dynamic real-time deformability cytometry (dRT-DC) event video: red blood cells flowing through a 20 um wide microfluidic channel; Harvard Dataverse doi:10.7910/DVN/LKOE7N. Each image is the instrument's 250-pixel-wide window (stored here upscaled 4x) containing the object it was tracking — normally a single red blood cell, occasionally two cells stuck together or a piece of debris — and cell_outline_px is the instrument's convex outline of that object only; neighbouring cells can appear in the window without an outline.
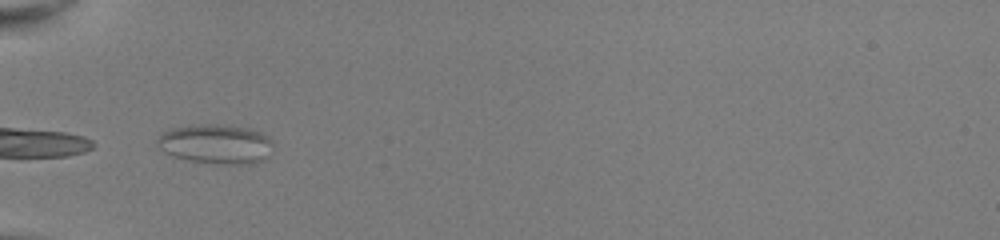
{"species": "common noctule bat (a hibernating species)", "species_latin": "Nyctalus noctula", "temperature_condition": "room temperature", "stored_images_in_passage": 34, "camera_frame_rate_fps": 3000, "um_per_image_px": 0.085, "animal": {"sex": "female", "body_mass_g": 22.0, "forearm_length_mm": 56.7}, "frame": {"image": 1, "passage_image": 1, "time_ms": 0.0, "image_size_px": [1000, 240], "cell_outline_px": [[272, 144], [268, 156], [260, 160], [248, 164], [232, 164], [192, 160], [172, 156], [164, 152], [156, 144], [156, 140], [160, 132], [172, 128], [204, 124], [216, 124], [248, 128], [260, 132], [268, 136], [272, 140]], "centroid_in_image_um": [18.32, 12.22], "position_along_channel_um": 66.7, "area_um2": 26.36}}
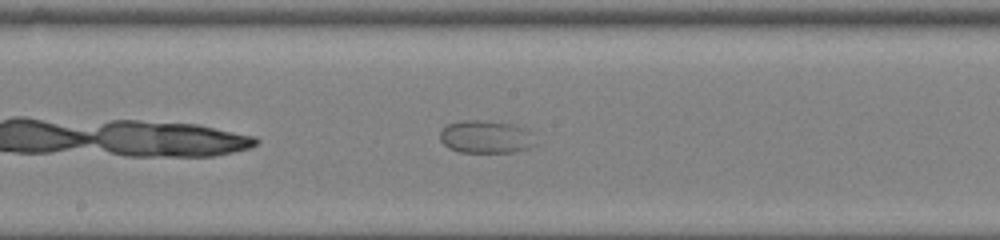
{"frame": {"image": 2, "passage_image": 12, "time_ms": 3.667, "image_size_px": [1000, 240], "cell_outline_px": [[536, 144], [528, 148], [512, 152], [460, 152], [448, 148], [440, 140], [440, 132], [448, 124], [464, 120], [480, 120], [512, 124], [524, 128], [532, 132]], "centroid_in_image_um": [41.31, 11.64], "position_along_channel_um": 206.9, "area_um2": 18.21}}
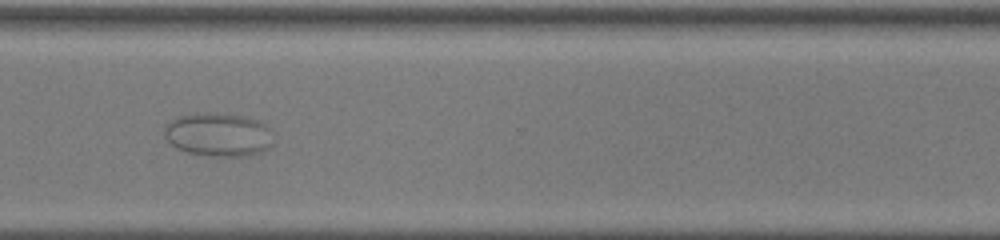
{"frame": {"image": 3, "passage_image": 23, "time_ms": 7.333, "image_size_px": [1000, 240], "cell_outline_px": [[272, 144], [268, 148], [248, 156], [208, 156], [188, 152], [176, 148], [164, 136], [164, 128], [176, 116], [208, 112], [212, 112], [244, 116], [256, 120], [264, 124], [268, 128]], "centroid_in_image_um": [18.52, 11.44], "position_along_channel_um": 352.1, "area_um2": 27.46}}